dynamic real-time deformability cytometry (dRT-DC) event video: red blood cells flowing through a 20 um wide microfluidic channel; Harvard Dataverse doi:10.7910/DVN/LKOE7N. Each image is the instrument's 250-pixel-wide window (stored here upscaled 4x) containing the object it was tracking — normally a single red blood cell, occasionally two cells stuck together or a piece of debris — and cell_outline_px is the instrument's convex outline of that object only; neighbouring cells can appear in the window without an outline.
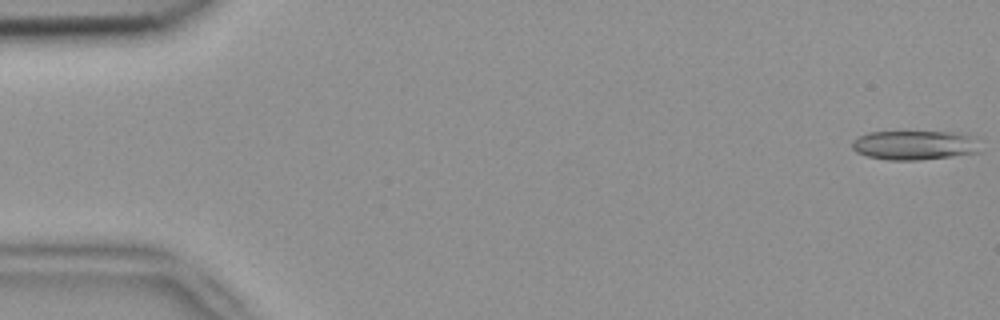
{"species": "common noctule bat (a hibernating species)", "species_latin": "Nyctalus noctula", "temperature_condition": "room temperature", "stored_images_in_passage": 5, "camera_frame_rate_fps": 3000, "um_per_image_px": 0.085, "animal": {"sex": "female", "body_mass_g": 18.4}, "frame": {"image": 1, "passage_image": 1, "time_ms": 0.0, "image_size_px": [1000, 320], "cell_outline_px": [[980, 152], [952, 156], [920, 160], [888, 160], [868, 156], [856, 152], [852, 148], [852, 140], [868, 132], [960, 132], [976, 136]], "centroid_in_image_um": [77.77, 12.33], "position_along_channel_um": 7.2, "area_um2": 22.08}}
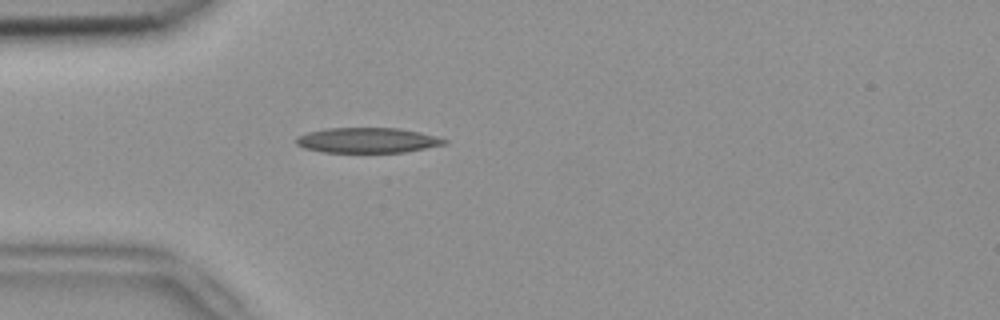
{"frame": {"image": 2, "passage_image": 5, "time_ms": 1.333, "image_size_px": [1000, 320], "cell_outline_px": [[448, 144], [404, 152], [324, 152], [304, 148], [296, 144], [296, 140], [300, 136], [308, 132], [328, 128], [400, 128], [420, 132], [436, 136], [448, 140]], "centroid_in_image_um": [31.28, 11.92], "position_along_channel_um": 53.7, "area_um2": 21.68}}